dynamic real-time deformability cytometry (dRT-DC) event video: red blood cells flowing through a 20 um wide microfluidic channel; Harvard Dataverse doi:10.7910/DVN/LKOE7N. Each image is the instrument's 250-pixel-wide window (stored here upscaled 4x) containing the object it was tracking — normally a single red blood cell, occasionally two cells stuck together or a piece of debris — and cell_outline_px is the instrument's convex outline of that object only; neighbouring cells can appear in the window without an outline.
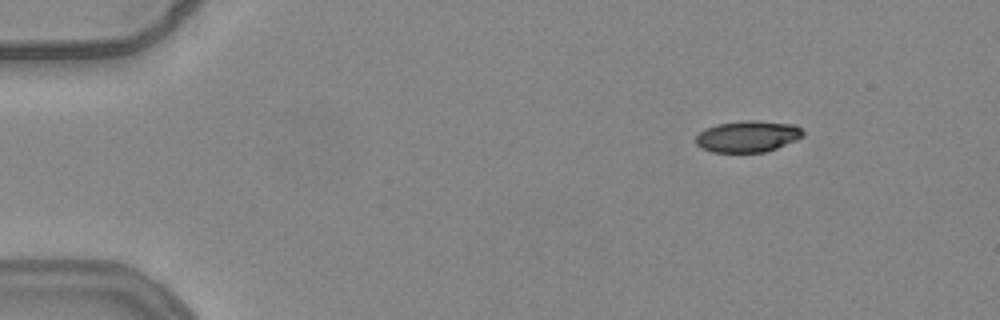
{"species": "common noctule bat (a hibernating species)", "species_latin": "Nyctalus noctula", "temperature_condition": "warm", "stored_images_in_passage": 10, "camera_frame_rate_fps": 3000, "um_per_image_px": 0.085, "animal": {"sex": "female", "body_mass_g": 24.6, "forearm_length_mm": 56.2}, "frame": {"image": 1, "passage_image": 1, "time_ms": 0.0, "image_size_px": [1000, 320], "cell_outline_px": [[804, 136], [796, 140], [776, 148], [764, 152], [712, 152], [696, 144], [696, 136], [700, 132], [716, 124], [744, 120], [756, 120], [796, 124], [804, 132]], "centroid_in_image_um": [63.59, 11.58], "position_along_channel_um": 21.4, "area_um2": 19.59}}